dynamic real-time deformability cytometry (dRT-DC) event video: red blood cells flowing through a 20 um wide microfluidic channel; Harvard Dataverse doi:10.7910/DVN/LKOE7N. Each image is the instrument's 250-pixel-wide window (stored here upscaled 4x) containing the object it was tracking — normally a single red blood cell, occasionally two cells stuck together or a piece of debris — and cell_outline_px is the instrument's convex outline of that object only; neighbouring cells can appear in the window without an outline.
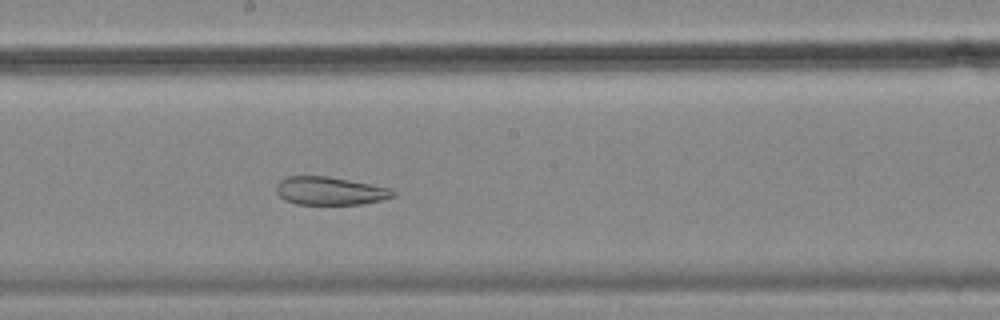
{"species": "common noctule bat (a hibernating species)", "species_latin": "Nyctalus noctula", "temperature_condition": "cold", "stored_images_in_passage": 45, "camera_frame_rate_fps": 3000, "um_per_image_px": 0.085, "animal": {"sex": "female", "body_mass_g": 18.4}, "frame": {"image": 1, "passage_image": 23, "time_ms": 7.333, "image_size_px": [1000, 320], "cell_outline_px": [[396, 196], [380, 200], [360, 204], [296, 204], [284, 200], [276, 192], [276, 184], [280, 180], [288, 176], [328, 176], [372, 184], [392, 188], [396, 192]], "centroid_in_image_um": [28.05, 16.22], "position_along_channel_um": 220.1, "area_um2": 19.25}, "authors_computed_cell_mechanics": {"area_um2": 20.9236, "velocity_mm_per_s": 3.488, "shape_relaxation_time_tau1_ms": null, "shape_relaxation_time_tau2_ms": 3.1555, "deformation_change_tau1": null, "deformation_change_tau2": 0.099}}